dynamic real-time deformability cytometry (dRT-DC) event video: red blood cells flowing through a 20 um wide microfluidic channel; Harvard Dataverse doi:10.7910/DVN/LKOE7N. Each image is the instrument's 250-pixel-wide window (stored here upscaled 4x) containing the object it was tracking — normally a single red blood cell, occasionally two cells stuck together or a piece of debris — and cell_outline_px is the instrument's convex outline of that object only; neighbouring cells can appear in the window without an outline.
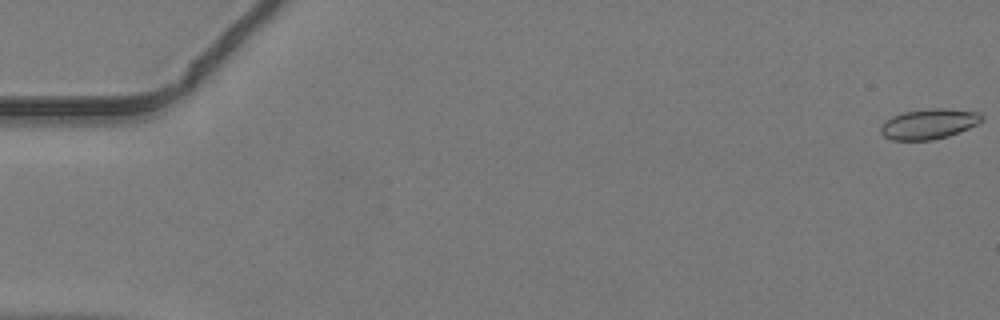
{"species": "common noctule bat (a hibernating species)", "species_latin": "Nyctalus noctula", "temperature_condition": "warm", "stored_images_in_passage": 49, "camera_frame_rate_fps": 3000, "um_per_image_px": 0.085, "animal": {"sex": "male", "body_mass_g": 19.2, "forearm_length_mm": 51.8}, "frame": {"image": 1, "passage_image": 1, "time_ms": 0.0, "image_size_px": [1000, 320], "cell_outline_px": [[984, 120], [960, 132], [948, 136], [932, 140], [892, 140], [884, 136], [880, 132], [880, 128], [884, 120], [892, 116], [904, 112], [928, 108], [944, 108], [980, 112], [984, 116]], "centroid_in_image_um": [78.96, 10.52], "position_along_channel_um": 6.0, "area_um2": 17.98}}
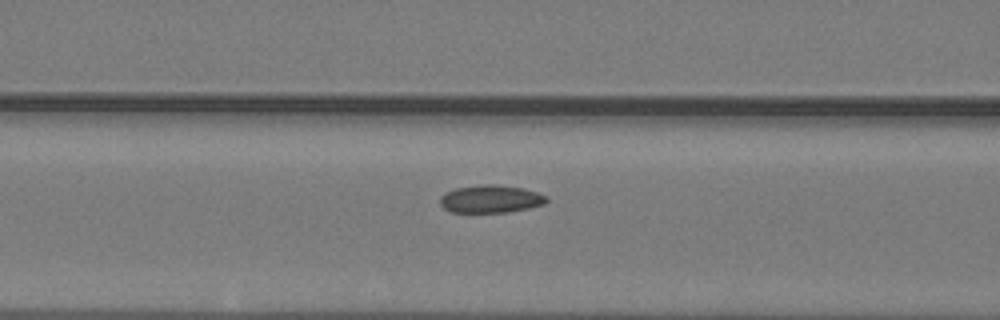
{"frame": {"image": 2, "passage_image": 21, "time_ms": 6.667, "image_size_px": [1000, 320], "cell_outline_px": [[548, 200], [544, 204], [528, 208], [508, 212], [452, 212], [444, 208], [440, 204], [440, 196], [444, 192], [456, 188], [484, 184], [492, 184], [524, 188], [548, 196]], "centroid_in_image_um": [41.7, 16.91], "position_along_channel_um": 124.9, "area_um2": 17.22}}
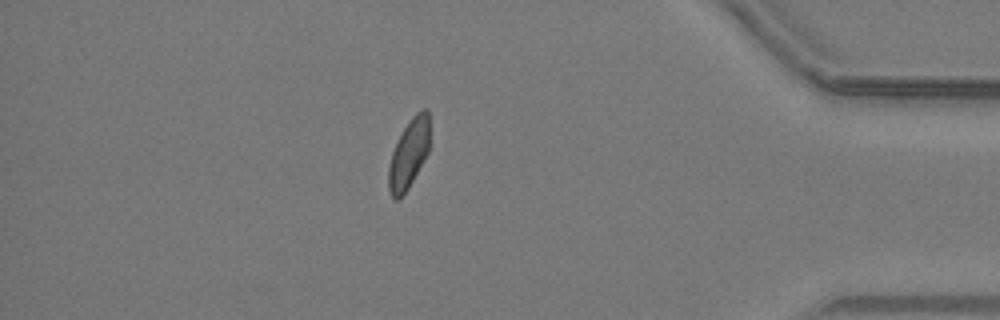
{"frame": {"image": 3, "passage_image": 43, "time_ms": 14.0, "image_size_px": [1000, 320], "cell_outline_px": [[432, 144], [428, 152], [408, 188], [396, 200], [392, 196], [388, 188], [388, 168], [392, 152], [404, 128], [412, 116], [416, 112], [424, 108], [428, 108]], "centroid_in_image_um": [34.8, 13.0], "position_along_channel_um": 400.4, "area_um2": 16.7}}